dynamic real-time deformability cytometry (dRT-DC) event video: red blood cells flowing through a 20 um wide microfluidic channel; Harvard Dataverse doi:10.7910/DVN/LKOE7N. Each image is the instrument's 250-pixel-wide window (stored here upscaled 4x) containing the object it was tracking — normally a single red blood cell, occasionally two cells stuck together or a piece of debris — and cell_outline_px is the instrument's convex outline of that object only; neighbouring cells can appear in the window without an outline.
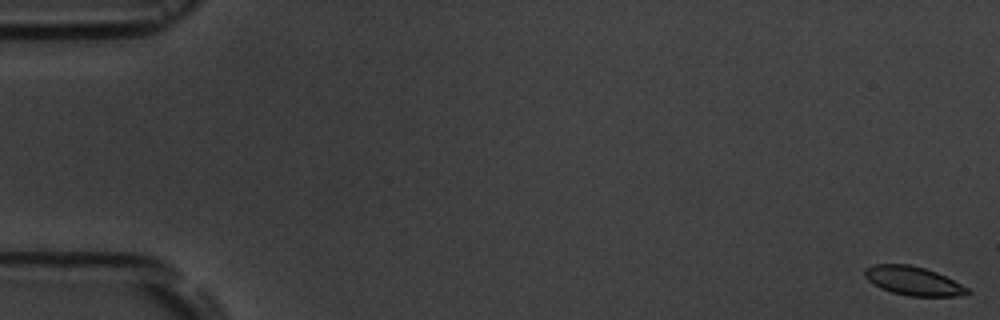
{"species": "common noctule bat (a hibernating species)", "species_latin": "Nyctalus noctula", "temperature_condition": "room temperature", "stored_images_in_passage": 5, "camera_frame_rate_fps": 3000, "um_per_image_px": 0.085, "animal": {"sex": "male", "body_mass_g": 19.5, "forearm_length_mm": 54.6}, "frame": {"image": 1, "passage_image": 1, "time_ms": 0.0, "image_size_px": [1000, 320], "cell_outline_px": [[972, 292], [956, 296], [908, 296], [892, 292], [880, 288], [872, 284], [864, 276], [864, 268], [876, 264], [908, 264], [924, 268], [936, 272], [968, 288]], "centroid_in_image_um": [77.58, 23.87], "position_along_channel_um": 7.4, "area_um2": 17.11}}
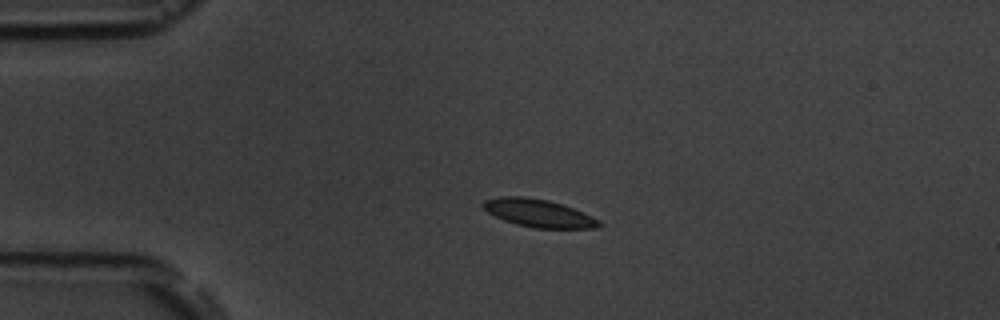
{"frame": {"image": 2, "passage_image": 4, "time_ms": 4.333, "image_size_px": [1000, 320], "cell_outline_px": [[600, 224], [596, 228], [536, 228], [516, 224], [504, 220], [488, 212], [484, 208], [484, 200], [500, 196], [524, 196], [548, 200], [572, 208], [592, 216], [600, 220]], "centroid_in_image_um": [45.77, 18.11], "position_along_channel_um": 39.2, "area_um2": 18.5}}